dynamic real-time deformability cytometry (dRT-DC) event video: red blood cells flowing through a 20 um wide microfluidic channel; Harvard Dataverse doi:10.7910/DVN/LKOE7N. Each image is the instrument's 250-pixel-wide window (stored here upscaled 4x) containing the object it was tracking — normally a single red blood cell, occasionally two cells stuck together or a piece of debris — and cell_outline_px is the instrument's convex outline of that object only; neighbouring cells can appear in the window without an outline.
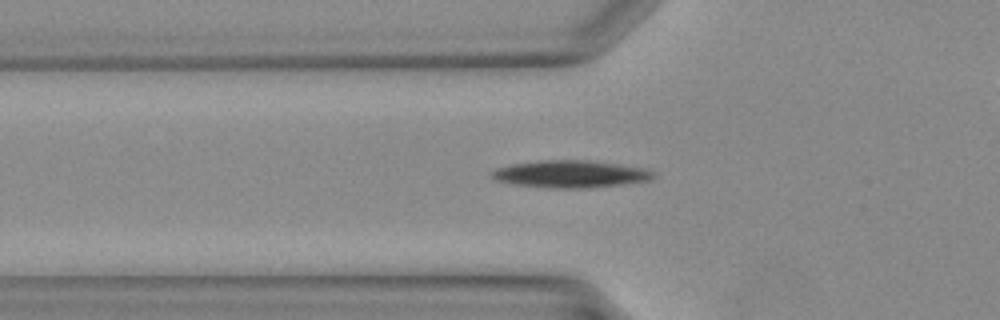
{"species": "Egyptian fruit bat (a non-hibernating species)", "species_latin": "Rousettus aegyptiacus", "temperature_condition": "warm", "stored_images_in_passage": 39, "camera_frame_rate_fps": 3000, "um_per_image_px": 0.085, "animal": {"sex": "female"}, "frame": {"image": 1, "passage_image": 14, "time_ms": 4.333, "image_size_px": [1000, 320], "cell_outline_px": [[656, 176], [648, 180], [624, 184], [588, 188], [556, 188], [516, 184], [496, 180], [488, 176], [496, 168], [512, 164], [540, 160], [588, 160], [644, 168], [656, 172]], "centroid_in_image_um": [48.5, 14.79], "position_along_channel_um": 77.3, "area_um2": 25.55}}
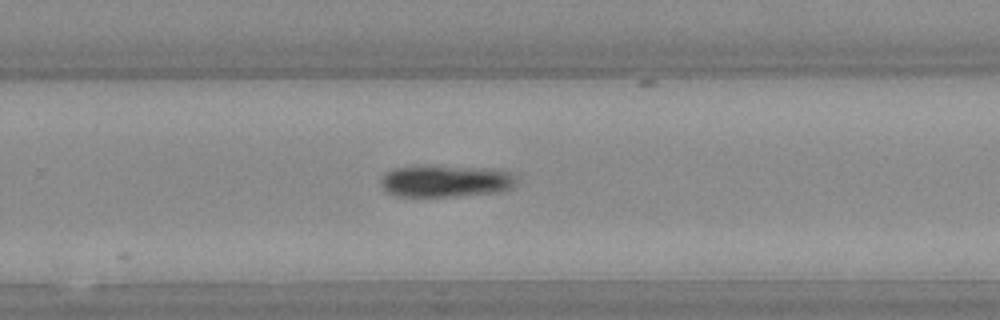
{"frame": {"image": 2, "passage_image": 26, "time_ms": 8.333, "image_size_px": [1000, 320], "cell_outline_px": [[516, 184], [512, 188], [496, 192], [444, 196], [404, 196], [388, 192], [380, 184], [380, 180], [384, 172], [392, 168], [484, 168], [512, 172]], "centroid_in_image_um": [37.88, 15.41], "position_along_channel_um": 291.9, "area_um2": 24.04}}
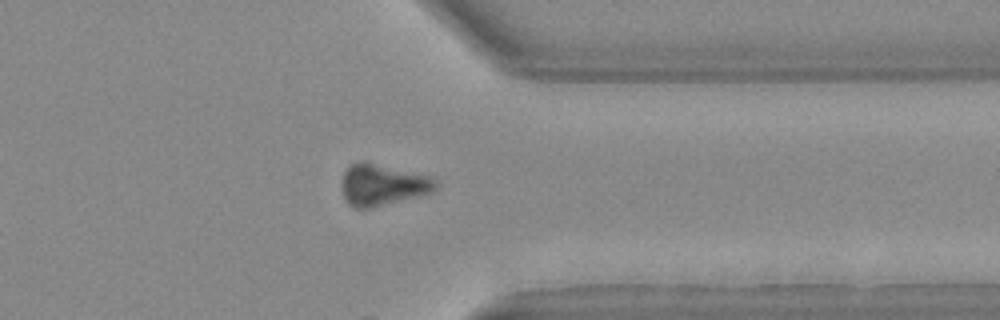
{"frame": {"image": 3, "passage_image": 31, "time_ms": 10.0, "image_size_px": [1000, 320], "cell_outline_px": [[436, 188], [432, 192], [420, 196], [368, 208], [356, 208], [348, 204], [344, 196], [344, 172], [348, 164], [364, 160], [432, 176], [436, 180]], "centroid_in_image_um": [32.55, 15.68], "position_along_channel_um": 378.9, "area_um2": 22.66}}